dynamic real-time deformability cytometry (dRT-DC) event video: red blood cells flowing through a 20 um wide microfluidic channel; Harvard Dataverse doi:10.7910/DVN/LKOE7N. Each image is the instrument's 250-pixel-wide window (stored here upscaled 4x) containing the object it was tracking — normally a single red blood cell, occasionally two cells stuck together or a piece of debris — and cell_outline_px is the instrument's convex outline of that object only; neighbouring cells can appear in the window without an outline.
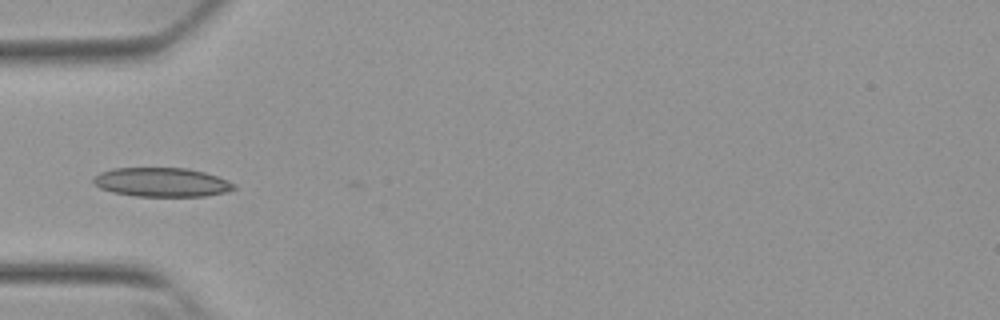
{"species": "Egyptian fruit bat (a non-hibernating species)", "species_latin": "Rousettus aegyptiacus", "temperature_condition": "warm", "stored_images_in_passage": 31, "camera_frame_rate_fps": 3000, "um_per_image_px": 0.085, "animal": {"sex": "female"}, "frame": {"image": 1, "passage_image": 3, "time_ms": 0.667, "image_size_px": [1000, 320], "cell_outline_px": [[236, 188], [224, 192], [204, 196], [136, 196], [112, 192], [100, 188], [92, 180], [100, 172], [112, 168], [188, 168], [204, 172], [228, 180], [236, 184]], "centroid_in_image_um": [13.75, 15.48], "position_along_channel_um": 71.2, "area_um2": 23.7}}
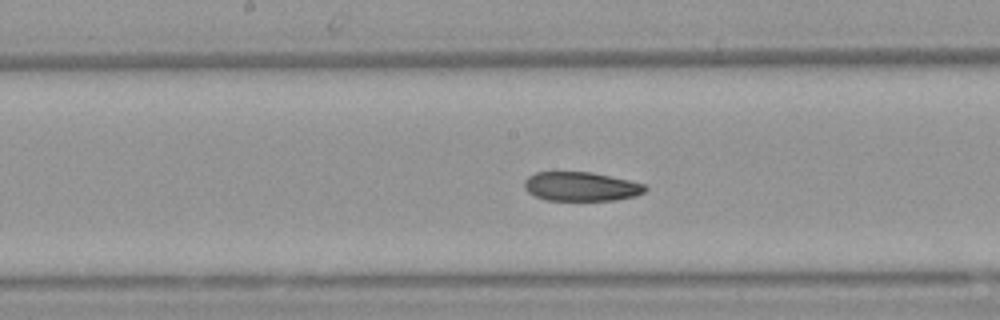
{"frame": {"image": 2, "passage_image": 13, "time_ms": 4.0, "image_size_px": [1000, 320], "cell_outline_px": [[648, 188], [644, 192], [636, 196], [616, 200], [544, 200], [528, 192], [524, 188], [524, 180], [528, 176], [536, 172], [592, 172], [628, 180], [644, 184]], "centroid_in_image_um": [49.38, 15.85], "position_along_channel_um": 198.8, "area_um2": 20.52}}
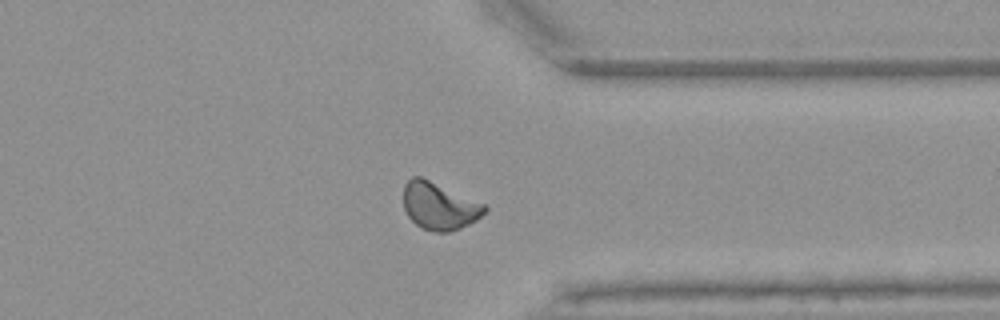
{"frame": {"image": 3, "passage_image": 27, "time_ms": 8.667, "image_size_px": [1000, 320], "cell_outline_px": [[488, 212], [476, 220], [460, 228], [448, 232], [436, 232], [420, 228], [408, 216], [404, 208], [404, 184], [412, 176], [420, 176], [484, 204], [488, 208]], "centroid_in_image_um": [37.33, 17.52], "position_along_channel_um": 374.1, "area_um2": 22.25}, "authors_computed_cell_mechanics": {"area_um2": 21.675, "velocity_mm_per_s": 3.8242, "shape_relaxation_time_tau1_ms": 8.1448, "shape_relaxation_time_tau2_ms": 4.4917, "deformation_change_tau1": 0.1476, "deformation_change_tau2": 0.0987}}